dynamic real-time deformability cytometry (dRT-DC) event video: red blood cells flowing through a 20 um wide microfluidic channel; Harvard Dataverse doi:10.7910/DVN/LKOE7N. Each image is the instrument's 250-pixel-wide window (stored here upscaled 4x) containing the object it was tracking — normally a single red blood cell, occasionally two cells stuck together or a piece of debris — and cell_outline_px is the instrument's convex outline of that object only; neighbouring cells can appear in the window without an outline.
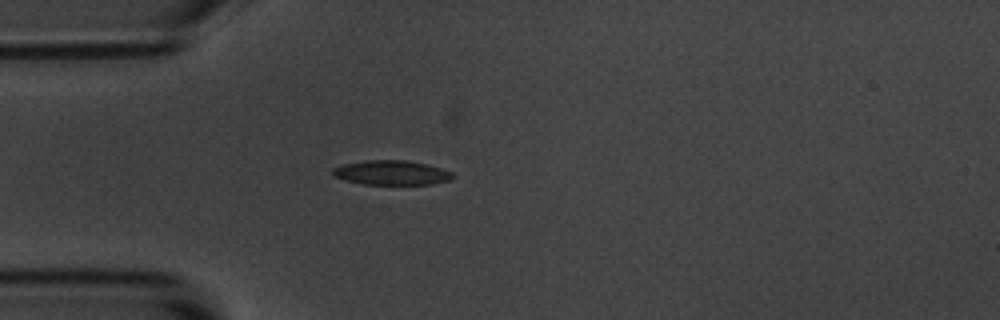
{"species": "common noctule bat (a hibernating species)", "species_latin": "Nyctalus noctula", "temperature_condition": "room temperature", "stored_images_in_passage": 41, "camera_frame_rate_fps": 3000, "um_per_image_px": 0.085, "animal": {"sex": "male", "body_mass_g": 20.1, "forearm_length_mm": 53.5}, "frame": {"image": 1, "passage_image": 1, "time_ms": 0.0, "image_size_px": [1000, 320], "cell_outline_px": [[456, 176], [452, 180], [432, 184], [364, 184], [344, 180], [332, 176], [332, 168], [344, 164], [368, 160], [404, 160], [428, 164], [452, 172]], "centroid_in_image_um": [33.3, 14.68], "position_along_channel_um": 51.7, "area_um2": 17.22}}
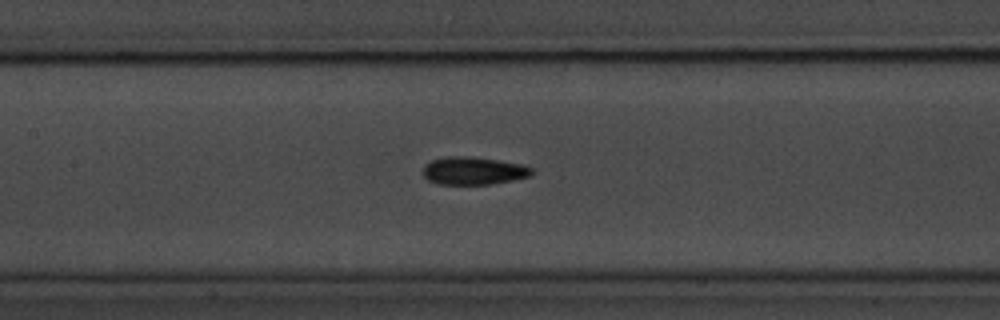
{"frame": {"image": 2, "passage_image": 11, "time_ms": 3.333, "image_size_px": [1000, 320], "cell_outline_px": [[532, 172], [528, 176], [512, 180], [492, 184], [440, 184], [428, 180], [424, 176], [424, 164], [432, 160], [452, 156], [468, 156], [496, 160], [520, 164], [532, 168]], "centroid_in_image_um": [40.21, 14.52], "position_along_channel_um": 167.2, "area_um2": 17.28}}
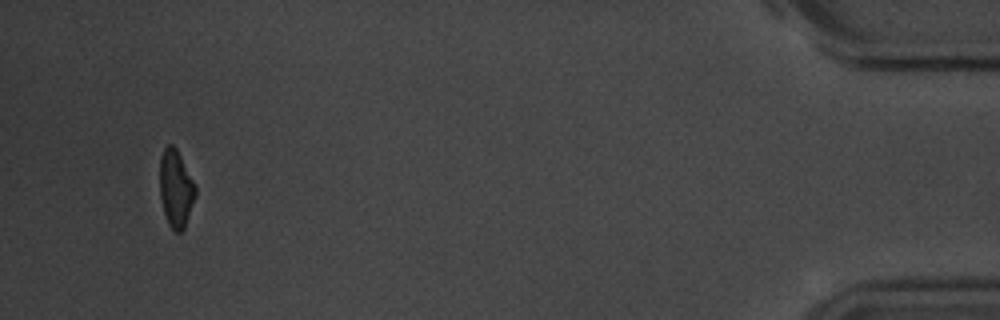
{"frame": {"image": 3, "passage_image": 38, "time_ms": 12.333, "image_size_px": [1000, 320], "cell_outline_px": [[196, 196], [184, 228], [180, 232], [176, 232], [168, 224], [164, 212], [160, 196], [160, 156], [164, 148], [168, 144], [172, 144], [176, 148], [196, 184]], "centroid_in_image_um": [14.95, 16.01], "position_along_channel_um": 420.2, "area_um2": 16.13}, "authors_computed_cell_mechanics": {"area_um2": 16.9932, "velocity_mm_per_s": 3.6748, "shape_relaxation_time_tau1_ms": 2.4316, "shape_relaxation_time_tau2_ms": 3.7412, "deformation_change_tau1": 0.105, "deformation_change_tau2": 0.0977}}